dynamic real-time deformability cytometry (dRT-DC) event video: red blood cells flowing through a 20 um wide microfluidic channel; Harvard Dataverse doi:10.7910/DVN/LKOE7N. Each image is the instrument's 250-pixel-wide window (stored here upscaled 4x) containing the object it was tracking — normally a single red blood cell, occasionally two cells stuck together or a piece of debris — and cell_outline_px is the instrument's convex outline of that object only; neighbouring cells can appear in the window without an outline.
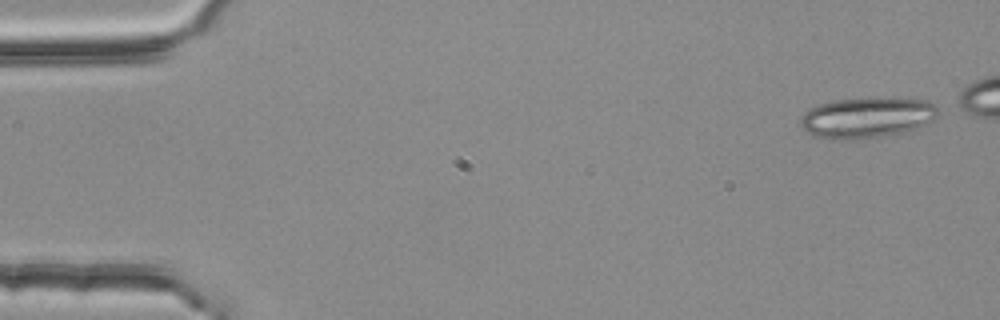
{"species": "common noctule bat (a hibernating species)", "species_latin": "Nyctalus noctula", "temperature_condition": "room temperature", "stored_images_in_passage": 46, "camera_frame_rate_fps": 3000, "um_per_image_px": 0.085, "animal": {"sex": "female", "body_mass_g": 25.1}, "frame": {"image": 1, "passage_image": 1, "time_ms": 0.0, "image_size_px": [1000, 320], "cell_outline_px": [[940, 112], [928, 124], [904, 132], [856, 140], [832, 140], [816, 136], [808, 132], [800, 124], [800, 116], [804, 112], [816, 104], [832, 100], [868, 96], [872, 96], [928, 100]], "centroid_in_image_um": [73.66, 9.97], "position_along_channel_um": 11.3, "area_um2": 33.41}}
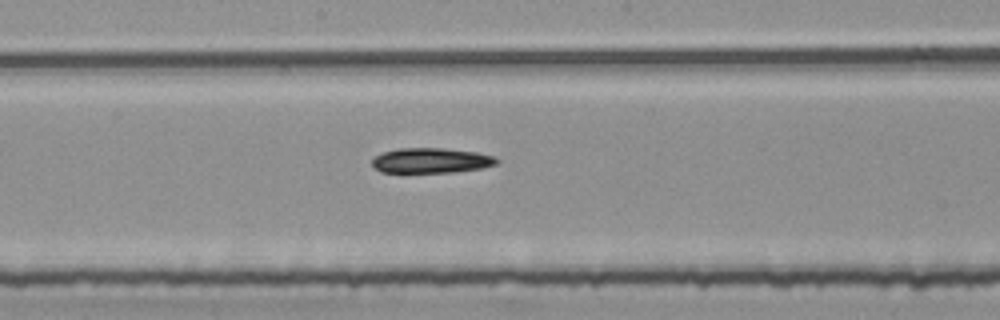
{"frame": {"image": 2, "passage_image": 27, "time_ms": 8.667, "image_size_px": [1000, 320], "cell_outline_px": [[500, 160], [496, 164], [484, 168], [452, 172], [404, 176], [400, 176], [380, 172], [372, 168], [372, 160], [376, 156], [384, 152], [396, 148], [444, 148], [476, 152], [496, 156]], "centroid_in_image_um": [36.56, 13.7], "position_along_channel_um": 211.6, "area_um2": 19.48}}
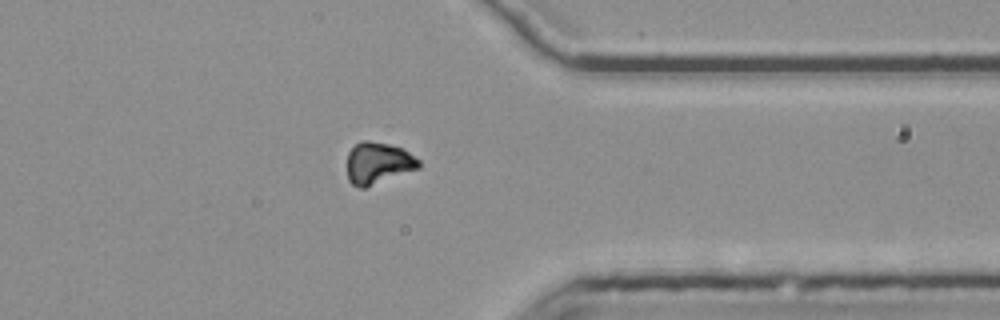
{"frame": {"image": 3, "passage_image": 41, "time_ms": 13.333, "image_size_px": [1000, 320], "cell_outline_px": [[420, 168], [364, 188], [360, 188], [352, 184], [348, 180], [348, 152], [360, 140], [368, 140], [388, 144], [404, 148], [420, 160]], "centroid_in_image_um": [32.16, 13.85], "position_along_channel_um": 379.2, "area_um2": 17.51}}